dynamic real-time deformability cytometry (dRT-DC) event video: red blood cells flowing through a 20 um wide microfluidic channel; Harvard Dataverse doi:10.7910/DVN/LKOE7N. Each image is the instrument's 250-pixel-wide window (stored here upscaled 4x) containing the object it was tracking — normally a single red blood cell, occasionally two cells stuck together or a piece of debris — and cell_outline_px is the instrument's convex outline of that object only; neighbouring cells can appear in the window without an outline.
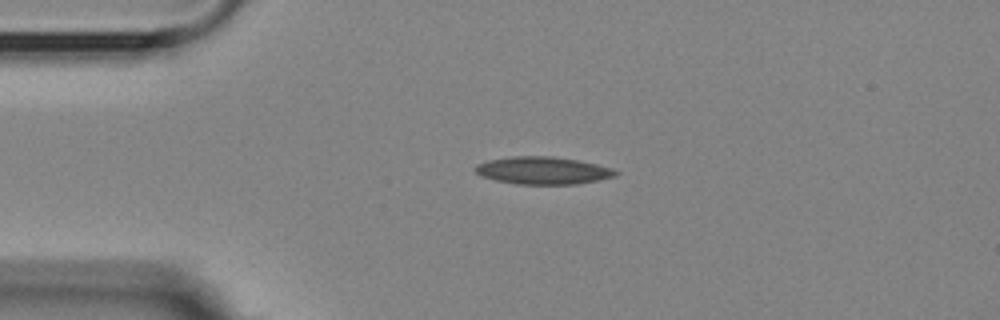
{"species": "Egyptian fruit bat (a non-hibernating species)", "species_latin": "Rousettus aegyptiacus", "temperature_condition": "room temperature", "stored_images_in_passage": 1, "camera_frame_rate_fps": 3000, "um_per_image_px": 0.085, "animal": {"sex": "female"}, "frame": {"image": 1, "passage_image": 1, "time_ms": 0.0, "image_size_px": [1000, 320], "cell_outline_px": [[620, 172], [616, 176], [576, 184], [520, 184], [496, 180], [480, 176], [472, 168], [476, 164], [488, 160], [512, 156], [552, 156], [580, 160], [612, 168]], "centroid_in_image_um": [46.13, 14.48], "position_along_channel_um": 38.9, "area_um2": 22.54}}